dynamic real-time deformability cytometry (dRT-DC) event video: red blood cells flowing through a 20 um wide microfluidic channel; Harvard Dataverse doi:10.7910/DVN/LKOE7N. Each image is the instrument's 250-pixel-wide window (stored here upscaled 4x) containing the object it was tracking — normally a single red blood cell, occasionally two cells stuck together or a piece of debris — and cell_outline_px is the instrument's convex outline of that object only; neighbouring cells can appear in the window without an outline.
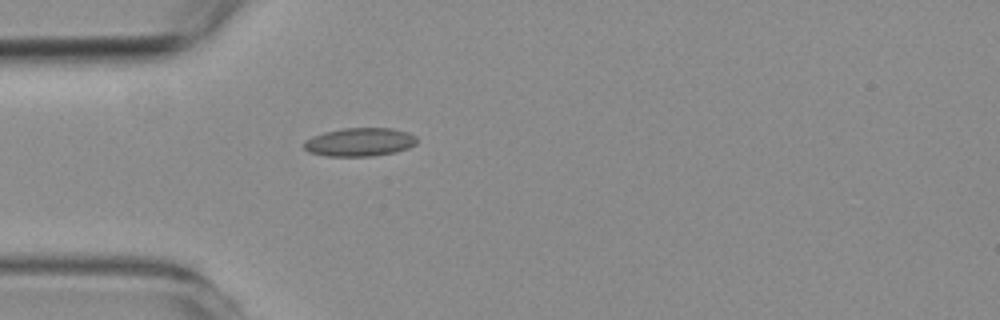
{"species": "common noctule bat (a hibernating species)", "species_latin": "Nyctalus noctula", "temperature_condition": "room temperature", "stored_images_in_passage": 36, "camera_frame_rate_fps": 3000, "um_per_image_px": 0.085, "animal": {"sex": "female", "body_mass_g": 19.3, "forearm_length_mm": 54.1}, "frame": {"image": 1, "passage_image": 1, "time_ms": 0.0, "image_size_px": [1000, 320], "cell_outline_px": [[416, 144], [408, 148], [396, 152], [372, 156], [328, 156], [308, 152], [304, 148], [304, 140], [312, 136], [324, 132], [344, 128], [392, 128], [408, 132], [416, 136]], "centroid_in_image_um": [30.57, 12.07], "position_along_channel_um": 54.4, "area_um2": 18.79}}
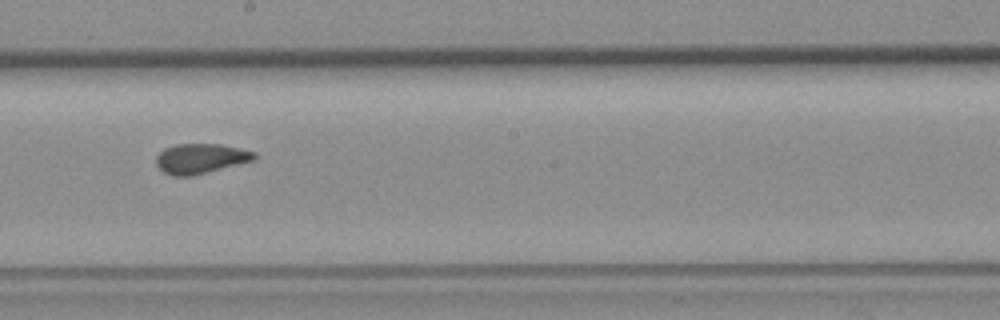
{"frame": {"image": 2, "passage_image": 16, "time_ms": 5.0, "image_size_px": [1000, 320], "cell_outline_px": [[256, 160], [192, 176], [172, 176], [164, 172], [156, 164], [156, 156], [164, 148], [176, 144], [220, 144], [240, 148], [256, 152]], "centroid_in_image_um": [17.07, 13.47], "position_along_channel_um": 231.1, "area_um2": 17.22}}
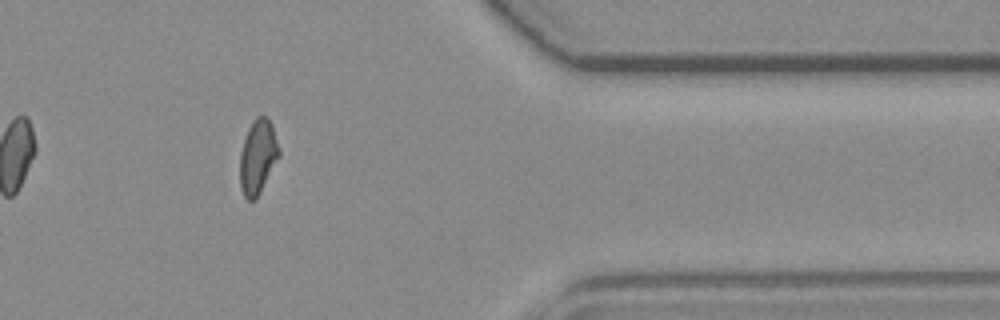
{"frame": {"image": 3, "passage_image": 31, "time_ms": 10.0, "image_size_px": [1000, 320], "cell_outline_px": [[280, 156], [256, 200], [248, 200], [244, 196], [240, 188], [240, 152], [248, 128], [256, 116], [264, 116], [272, 124], [280, 148]], "centroid_in_image_um": [21.92, 13.34], "position_along_channel_um": 389.5, "area_um2": 17.05}, "authors_computed_cell_mechanics": {"area_um2": 17.3111, "velocity_mm_per_s": 3.6414, "shape_relaxation_time_tau1_ms": null, "shape_relaxation_time_tau2_ms": 0.9561, "deformation_change_tau1": null, "deformation_change_tau2": 0.0697}}